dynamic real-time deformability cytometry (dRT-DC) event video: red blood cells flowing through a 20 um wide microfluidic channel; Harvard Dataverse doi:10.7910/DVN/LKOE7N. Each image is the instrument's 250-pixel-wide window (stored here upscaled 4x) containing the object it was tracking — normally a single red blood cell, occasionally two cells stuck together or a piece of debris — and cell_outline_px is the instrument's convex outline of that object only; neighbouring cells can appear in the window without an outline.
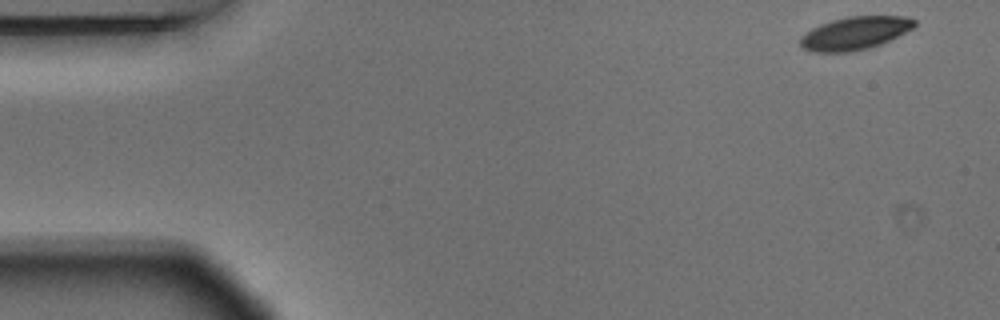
{"species": "Egyptian fruit bat (a non-hibernating species)", "species_latin": "Rousettus aegyptiacus", "temperature_condition": "warm", "stored_images_in_passage": 7, "camera_frame_rate_fps": 3000, "um_per_image_px": 0.085, "animal": {"sex": "male"}, "frame": {"image": 1, "passage_image": 1, "time_ms": 0.0, "image_size_px": [1000, 320], "cell_outline_px": [[916, 24], [912, 28], [880, 44], [868, 48], [852, 52], [812, 52], [800, 48], [800, 36], [804, 32], [820, 24], [832, 20], [848, 16], [908, 16], [916, 20]], "centroid_in_image_um": [72.61, 2.82], "position_along_channel_um": 12.4, "area_um2": 22.02}}
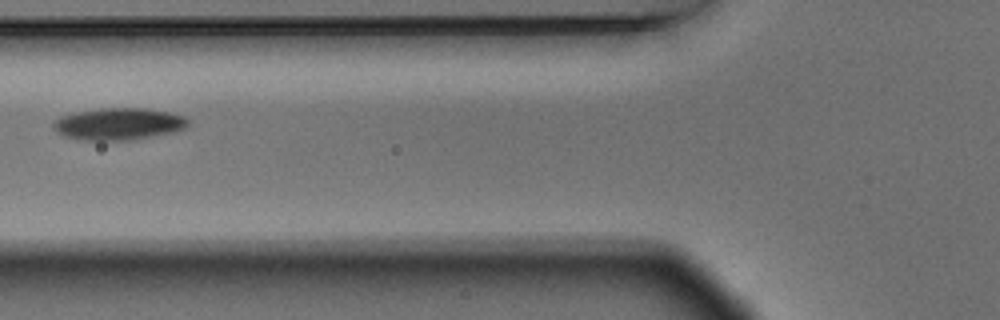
{"frame": {"image": 2, "passage_image": 5, "time_ms": 1.333, "image_size_px": [1000, 320], "cell_outline_px": [[188, 124], [184, 128], [176, 132], [132, 140], [76, 140], [64, 136], [56, 132], [52, 128], [52, 124], [60, 116], [76, 112], [100, 108], [144, 108], [172, 112], [184, 116], [188, 120]], "centroid_in_image_um": [10.07, 10.54], "position_along_channel_um": 115.7, "area_um2": 25.43}}
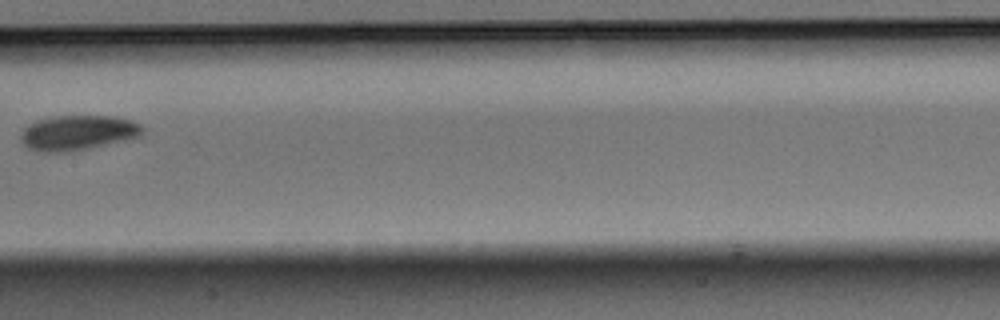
{"frame": {"image": 3, "passage_image": 7, "time_ms": 2.0, "image_size_px": [1000, 320], "cell_outline_px": [[144, 128], [136, 136], [88, 148], [68, 152], [40, 152], [28, 148], [20, 140], [20, 136], [24, 128], [28, 124], [36, 120], [52, 116], [116, 116], [140, 124]], "centroid_in_image_um": [6.51, 11.27], "position_along_channel_um": 200.9, "area_um2": 24.39}}